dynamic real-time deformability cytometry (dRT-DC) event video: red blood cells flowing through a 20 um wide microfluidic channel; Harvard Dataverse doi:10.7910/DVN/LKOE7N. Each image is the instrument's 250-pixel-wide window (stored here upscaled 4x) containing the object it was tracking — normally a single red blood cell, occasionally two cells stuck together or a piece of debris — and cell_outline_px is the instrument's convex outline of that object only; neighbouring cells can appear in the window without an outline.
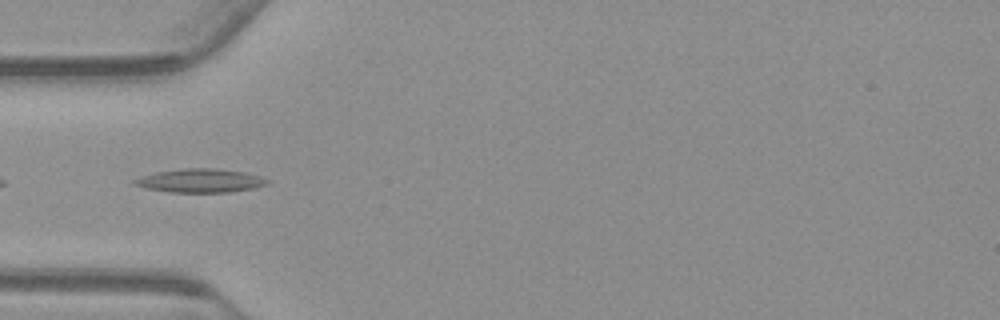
{"species": "common noctule bat (a hibernating species)", "species_latin": "Nyctalus noctula", "temperature_condition": "warm", "stored_images_in_passage": 16, "camera_frame_rate_fps": 3000, "um_per_image_px": 0.085, "animal": {"sex": "male", "body_mass_g": 23.1, "forearm_length_mm": 52.7}, "frame": {"image": 1, "passage_image": 2, "time_ms": 0.333, "image_size_px": [1000, 320], "cell_outline_px": [[272, 180], [268, 184], [252, 188], [228, 192], [168, 192], [148, 188], [132, 184], [132, 180], [156, 172], [184, 168], [212, 168], [244, 172], [260, 176]], "centroid_in_image_um": [17.05, 15.35], "position_along_channel_um": 67.9, "area_um2": 18.15}}
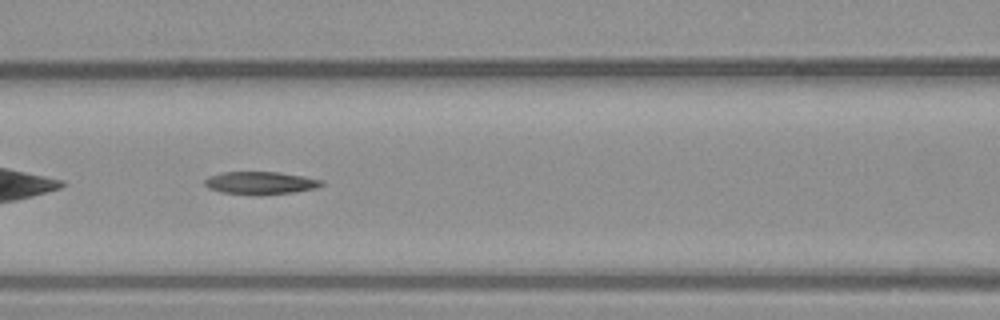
{"frame": {"image": 2, "passage_image": 8, "time_ms": 2.333, "image_size_px": [1000, 320], "cell_outline_px": [[324, 184], [316, 188], [292, 192], [220, 192], [208, 188], [204, 184], [204, 180], [208, 176], [220, 172], [280, 172], [304, 176], [324, 180]], "centroid_in_image_um": [22.14, 15.49], "position_along_channel_um": 144.5, "area_um2": 14.74}}
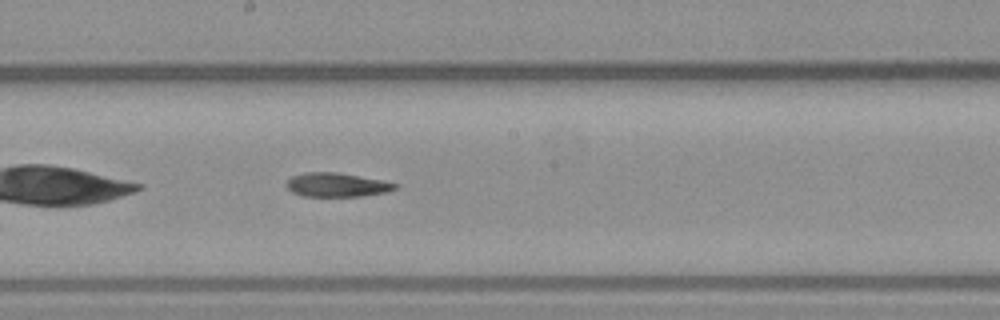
{"frame": {"image": 3, "passage_image": 14, "time_ms": 4.333, "image_size_px": [1000, 320], "cell_outline_px": [[400, 188], [384, 192], [360, 196], [300, 196], [292, 192], [284, 184], [292, 176], [304, 172], [336, 172], [380, 180], [400, 184]], "centroid_in_image_um": [28.6, 15.71], "position_along_channel_um": 219.6, "area_um2": 15.14}}